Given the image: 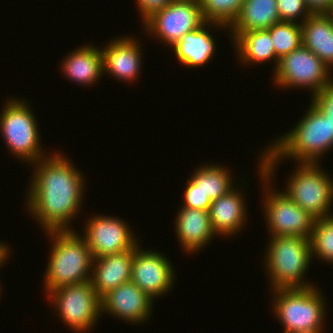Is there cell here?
<instances>
[{"mask_svg": "<svg viewBox=\"0 0 333 333\" xmlns=\"http://www.w3.org/2000/svg\"><path fill=\"white\" fill-rule=\"evenodd\" d=\"M53 153L30 164L35 167L26 191V208L45 232L73 231L71 221L81 211L86 180L64 153Z\"/></svg>", "mask_w": 333, "mask_h": 333, "instance_id": "obj_1", "label": "cell"}, {"mask_svg": "<svg viewBox=\"0 0 333 333\" xmlns=\"http://www.w3.org/2000/svg\"><path fill=\"white\" fill-rule=\"evenodd\" d=\"M303 118L283 136L275 138L260 156L266 175L274 180L278 164L283 159L298 163H318L324 154L333 149V123L312 103ZM273 178V179H272Z\"/></svg>", "mask_w": 333, "mask_h": 333, "instance_id": "obj_2", "label": "cell"}, {"mask_svg": "<svg viewBox=\"0 0 333 333\" xmlns=\"http://www.w3.org/2000/svg\"><path fill=\"white\" fill-rule=\"evenodd\" d=\"M51 253L44 276L45 294L90 281L93 256L86 240L74 231H50Z\"/></svg>", "mask_w": 333, "mask_h": 333, "instance_id": "obj_3", "label": "cell"}, {"mask_svg": "<svg viewBox=\"0 0 333 333\" xmlns=\"http://www.w3.org/2000/svg\"><path fill=\"white\" fill-rule=\"evenodd\" d=\"M268 240L263 262L267 277L269 276L267 280L270 290L314 286L313 282H306L304 278L313 259L310 239L299 236H275L269 237Z\"/></svg>", "mask_w": 333, "mask_h": 333, "instance_id": "obj_4", "label": "cell"}, {"mask_svg": "<svg viewBox=\"0 0 333 333\" xmlns=\"http://www.w3.org/2000/svg\"><path fill=\"white\" fill-rule=\"evenodd\" d=\"M274 315L287 333H323L326 321V297L318 286L275 289Z\"/></svg>", "mask_w": 333, "mask_h": 333, "instance_id": "obj_5", "label": "cell"}, {"mask_svg": "<svg viewBox=\"0 0 333 333\" xmlns=\"http://www.w3.org/2000/svg\"><path fill=\"white\" fill-rule=\"evenodd\" d=\"M10 97L0 112V133L9 152L29 165L46 157L41 146L39 124L30 103ZM42 147V148H41Z\"/></svg>", "mask_w": 333, "mask_h": 333, "instance_id": "obj_6", "label": "cell"}, {"mask_svg": "<svg viewBox=\"0 0 333 333\" xmlns=\"http://www.w3.org/2000/svg\"><path fill=\"white\" fill-rule=\"evenodd\" d=\"M282 190L315 220L333 215V178L318 163H296Z\"/></svg>", "mask_w": 333, "mask_h": 333, "instance_id": "obj_7", "label": "cell"}, {"mask_svg": "<svg viewBox=\"0 0 333 333\" xmlns=\"http://www.w3.org/2000/svg\"><path fill=\"white\" fill-rule=\"evenodd\" d=\"M259 179L264 187L261 202L268 234L275 236H299L310 238L315 219L298 206L283 191L274 190L271 179L266 175L263 165L258 163ZM268 187H267V186ZM273 187V188H272ZM278 191V192H277ZM281 191V192H280ZM264 206V208H263Z\"/></svg>", "mask_w": 333, "mask_h": 333, "instance_id": "obj_8", "label": "cell"}, {"mask_svg": "<svg viewBox=\"0 0 333 333\" xmlns=\"http://www.w3.org/2000/svg\"><path fill=\"white\" fill-rule=\"evenodd\" d=\"M56 316L74 333H86L102 317L101 298L90 281L58 288L46 295Z\"/></svg>", "mask_w": 333, "mask_h": 333, "instance_id": "obj_9", "label": "cell"}, {"mask_svg": "<svg viewBox=\"0 0 333 333\" xmlns=\"http://www.w3.org/2000/svg\"><path fill=\"white\" fill-rule=\"evenodd\" d=\"M273 75L274 85L278 88H308L311 96L321 91L333 78L331 69L303 44L279 60Z\"/></svg>", "mask_w": 333, "mask_h": 333, "instance_id": "obj_10", "label": "cell"}, {"mask_svg": "<svg viewBox=\"0 0 333 333\" xmlns=\"http://www.w3.org/2000/svg\"><path fill=\"white\" fill-rule=\"evenodd\" d=\"M204 23L198 0H173L154 12L142 26L148 36L163 41L171 49L184 34L197 30Z\"/></svg>", "mask_w": 333, "mask_h": 333, "instance_id": "obj_11", "label": "cell"}, {"mask_svg": "<svg viewBox=\"0 0 333 333\" xmlns=\"http://www.w3.org/2000/svg\"><path fill=\"white\" fill-rule=\"evenodd\" d=\"M123 218L95 213L87 219L83 228L86 240L94 258L120 253L132 249L139 241Z\"/></svg>", "mask_w": 333, "mask_h": 333, "instance_id": "obj_12", "label": "cell"}, {"mask_svg": "<svg viewBox=\"0 0 333 333\" xmlns=\"http://www.w3.org/2000/svg\"><path fill=\"white\" fill-rule=\"evenodd\" d=\"M135 245L130 281L153 300L167 295L175 283V270L169 258L154 250ZM169 291V292H168Z\"/></svg>", "mask_w": 333, "mask_h": 333, "instance_id": "obj_13", "label": "cell"}, {"mask_svg": "<svg viewBox=\"0 0 333 333\" xmlns=\"http://www.w3.org/2000/svg\"><path fill=\"white\" fill-rule=\"evenodd\" d=\"M153 300L131 281L119 285L101 298V313L132 324L145 323L152 315Z\"/></svg>", "mask_w": 333, "mask_h": 333, "instance_id": "obj_14", "label": "cell"}, {"mask_svg": "<svg viewBox=\"0 0 333 333\" xmlns=\"http://www.w3.org/2000/svg\"><path fill=\"white\" fill-rule=\"evenodd\" d=\"M123 37H114V40H109L107 45L102 46L104 74H110L118 81L132 83L142 72L143 48L134 36Z\"/></svg>", "mask_w": 333, "mask_h": 333, "instance_id": "obj_15", "label": "cell"}, {"mask_svg": "<svg viewBox=\"0 0 333 333\" xmlns=\"http://www.w3.org/2000/svg\"><path fill=\"white\" fill-rule=\"evenodd\" d=\"M238 188L234 186L210 205L208 212L211 227L217 236L232 237L245 227L248 215L244 199L246 194Z\"/></svg>", "mask_w": 333, "mask_h": 333, "instance_id": "obj_16", "label": "cell"}, {"mask_svg": "<svg viewBox=\"0 0 333 333\" xmlns=\"http://www.w3.org/2000/svg\"><path fill=\"white\" fill-rule=\"evenodd\" d=\"M134 254L135 246L128 251L93 259L90 283L100 298L130 281Z\"/></svg>", "mask_w": 333, "mask_h": 333, "instance_id": "obj_17", "label": "cell"}, {"mask_svg": "<svg viewBox=\"0 0 333 333\" xmlns=\"http://www.w3.org/2000/svg\"><path fill=\"white\" fill-rule=\"evenodd\" d=\"M175 218V231L178 241L188 254L205 248L216 238L209 218V212L200 209L179 207Z\"/></svg>", "mask_w": 333, "mask_h": 333, "instance_id": "obj_18", "label": "cell"}, {"mask_svg": "<svg viewBox=\"0 0 333 333\" xmlns=\"http://www.w3.org/2000/svg\"><path fill=\"white\" fill-rule=\"evenodd\" d=\"M214 26L215 29H228L216 23L205 22L197 30L191 31L183 35V37L171 48L174 56L184 66L188 68H198L212 61L215 56L216 39L215 35L211 34L207 27ZM214 36V37H213Z\"/></svg>", "mask_w": 333, "mask_h": 333, "instance_id": "obj_19", "label": "cell"}, {"mask_svg": "<svg viewBox=\"0 0 333 333\" xmlns=\"http://www.w3.org/2000/svg\"><path fill=\"white\" fill-rule=\"evenodd\" d=\"M73 50L61 61L63 76L83 86L90 87L94 83L97 85V81L104 76L101 47L84 44Z\"/></svg>", "mask_w": 333, "mask_h": 333, "instance_id": "obj_20", "label": "cell"}, {"mask_svg": "<svg viewBox=\"0 0 333 333\" xmlns=\"http://www.w3.org/2000/svg\"><path fill=\"white\" fill-rule=\"evenodd\" d=\"M276 3L277 0H244L240 13L227 30L229 38L232 37L230 42L244 32L268 29L281 22Z\"/></svg>", "mask_w": 333, "mask_h": 333, "instance_id": "obj_21", "label": "cell"}, {"mask_svg": "<svg viewBox=\"0 0 333 333\" xmlns=\"http://www.w3.org/2000/svg\"><path fill=\"white\" fill-rule=\"evenodd\" d=\"M302 44L333 68V20L327 14H311L301 24Z\"/></svg>", "mask_w": 333, "mask_h": 333, "instance_id": "obj_22", "label": "cell"}, {"mask_svg": "<svg viewBox=\"0 0 333 333\" xmlns=\"http://www.w3.org/2000/svg\"><path fill=\"white\" fill-rule=\"evenodd\" d=\"M233 43L235 54L244 66L245 64L249 66L263 64L273 60L275 61L273 71L278 67L280 59L275 54L268 29L244 32Z\"/></svg>", "mask_w": 333, "mask_h": 333, "instance_id": "obj_23", "label": "cell"}, {"mask_svg": "<svg viewBox=\"0 0 333 333\" xmlns=\"http://www.w3.org/2000/svg\"><path fill=\"white\" fill-rule=\"evenodd\" d=\"M231 172L225 166L207 163L194 169V173L189 179L213 201L226 194L234 186H239L233 180L235 178L232 177Z\"/></svg>", "mask_w": 333, "mask_h": 333, "instance_id": "obj_24", "label": "cell"}, {"mask_svg": "<svg viewBox=\"0 0 333 333\" xmlns=\"http://www.w3.org/2000/svg\"><path fill=\"white\" fill-rule=\"evenodd\" d=\"M202 18L205 22L230 27L238 14L244 0H198Z\"/></svg>", "mask_w": 333, "mask_h": 333, "instance_id": "obj_25", "label": "cell"}, {"mask_svg": "<svg viewBox=\"0 0 333 333\" xmlns=\"http://www.w3.org/2000/svg\"><path fill=\"white\" fill-rule=\"evenodd\" d=\"M309 239L312 258L333 265V215L316 219Z\"/></svg>", "mask_w": 333, "mask_h": 333, "instance_id": "obj_26", "label": "cell"}, {"mask_svg": "<svg viewBox=\"0 0 333 333\" xmlns=\"http://www.w3.org/2000/svg\"><path fill=\"white\" fill-rule=\"evenodd\" d=\"M268 30L275 54L279 59L296 50L302 44L301 24L281 21L272 25Z\"/></svg>", "mask_w": 333, "mask_h": 333, "instance_id": "obj_27", "label": "cell"}, {"mask_svg": "<svg viewBox=\"0 0 333 333\" xmlns=\"http://www.w3.org/2000/svg\"><path fill=\"white\" fill-rule=\"evenodd\" d=\"M276 4L282 22L302 24L311 15L305 0H277Z\"/></svg>", "mask_w": 333, "mask_h": 333, "instance_id": "obj_28", "label": "cell"}, {"mask_svg": "<svg viewBox=\"0 0 333 333\" xmlns=\"http://www.w3.org/2000/svg\"><path fill=\"white\" fill-rule=\"evenodd\" d=\"M183 204L182 207L191 209H200L209 211L212 200L205 195L202 190L195 185L190 179L186 181V188L183 192Z\"/></svg>", "mask_w": 333, "mask_h": 333, "instance_id": "obj_29", "label": "cell"}, {"mask_svg": "<svg viewBox=\"0 0 333 333\" xmlns=\"http://www.w3.org/2000/svg\"><path fill=\"white\" fill-rule=\"evenodd\" d=\"M333 123V78L327 86L311 98V102Z\"/></svg>", "mask_w": 333, "mask_h": 333, "instance_id": "obj_30", "label": "cell"}, {"mask_svg": "<svg viewBox=\"0 0 333 333\" xmlns=\"http://www.w3.org/2000/svg\"><path fill=\"white\" fill-rule=\"evenodd\" d=\"M173 0H136L142 22L149 18L154 12L163 9Z\"/></svg>", "mask_w": 333, "mask_h": 333, "instance_id": "obj_31", "label": "cell"}, {"mask_svg": "<svg viewBox=\"0 0 333 333\" xmlns=\"http://www.w3.org/2000/svg\"><path fill=\"white\" fill-rule=\"evenodd\" d=\"M311 14H327L332 7L333 0H305Z\"/></svg>", "mask_w": 333, "mask_h": 333, "instance_id": "obj_32", "label": "cell"}, {"mask_svg": "<svg viewBox=\"0 0 333 333\" xmlns=\"http://www.w3.org/2000/svg\"><path fill=\"white\" fill-rule=\"evenodd\" d=\"M10 252L11 250L10 247H8V244L3 243V241L2 243L0 242V268L4 266L6 260H9Z\"/></svg>", "mask_w": 333, "mask_h": 333, "instance_id": "obj_33", "label": "cell"}, {"mask_svg": "<svg viewBox=\"0 0 333 333\" xmlns=\"http://www.w3.org/2000/svg\"><path fill=\"white\" fill-rule=\"evenodd\" d=\"M327 15L333 20V4Z\"/></svg>", "mask_w": 333, "mask_h": 333, "instance_id": "obj_34", "label": "cell"}, {"mask_svg": "<svg viewBox=\"0 0 333 333\" xmlns=\"http://www.w3.org/2000/svg\"><path fill=\"white\" fill-rule=\"evenodd\" d=\"M1 283H2V282H0V294H1V292H2V289H1L2 286H1Z\"/></svg>", "mask_w": 333, "mask_h": 333, "instance_id": "obj_35", "label": "cell"}]
</instances>
